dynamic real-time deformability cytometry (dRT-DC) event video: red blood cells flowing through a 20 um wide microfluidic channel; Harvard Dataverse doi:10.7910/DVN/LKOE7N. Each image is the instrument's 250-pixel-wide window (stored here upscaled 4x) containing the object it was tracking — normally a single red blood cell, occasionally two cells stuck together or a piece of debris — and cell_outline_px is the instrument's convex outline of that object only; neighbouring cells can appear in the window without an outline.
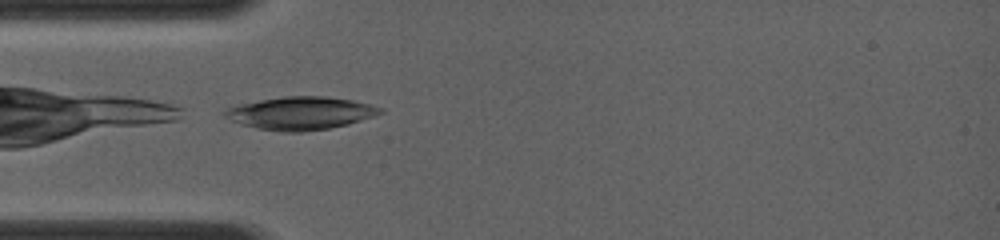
{"species": "common noctule bat (a hibernating species)", "species_latin": "Nyctalus noctula", "temperature_condition": "room temperature", "stored_images_in_passage": 19, "camera_frame_rate_fps": 4000, "um_per_image_px": 0.085, "animal": {"sex": "female", "body_mass_g": 19.0, "forearm_length_mm": 56.7}, "frame": {"image": 1, "passage_image": 1, "time_ms": 0.0, "image_size_px": [1000, 240], "cell_outline_px": [[384, 112], [376, 116], [348, 124], [328, 128], [300, 132], [284, 132], [256, 128], [240, 124], [224, 116], [220, 112], [228, 108], [240, 104], [260, 100], [284, 96], [328, 96], [352, 100], [384, 108]], "centroid_in_image_um": [25.56, 9.62], "position_along_channel_um": 59.4, "area_um2": 29.82}}
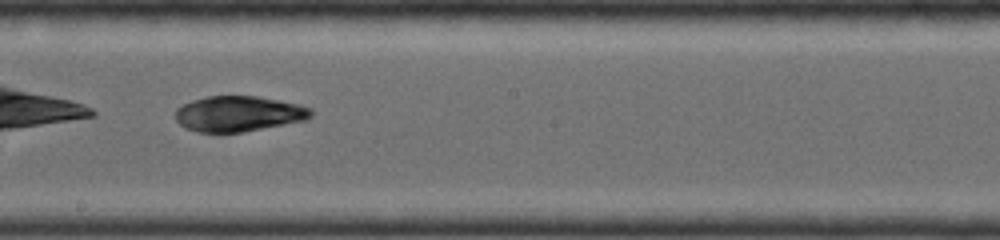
{"frame": {"image": 2, "passage_image": 12, "time_ms": 3.75, "image_size_px": [1000, 240], "cell_outline_px": [[312, 116], [308, 120], [240, 132], [196, 132], [184, 128], [176, 120], [176, 108], [192, 100], [208, 96], [256, 96], [280, 100], [312, 108]], "centroid_in_image_um": [20.28, 9.67], "position_along_channel_um": 227.9, "area_um2": 28.03}}
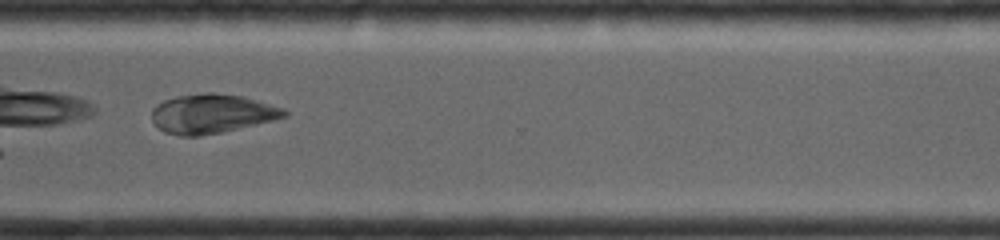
{"frame": {"image": 3, "passage_image": 19, "time_ms": 6.5, "image_size_px": [1000, 240], "cell_outline_px": [[288, 116], [272, 120], [220, 132], [200, 136], [180, 136], [164, 132], [152, 120], [152, 108], [164, 100], [176, 96], [204, 92], [216, 92], [244, 96], [284, 108], [288, 112]], "centroid_in_image_um": [18.0, 9.64], "position_along_channel_um": 352.6, "area_um2": 30.23}}